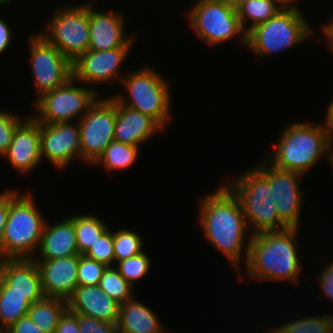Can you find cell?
I'll return each mask as SVG.
<instances>
[{
    "label": "cell",
    "mask_w": 333,
    "mask_h": 333,
    "mask_svg": "<svg viewBox=\"0 0 333 333\" xmlns=\"http://www.w3.org/2000/svg\"><path fill=\"white\" fill-rule=\"evenodd\" d=\"M198 199V225L204 240L238 273L247 262L252 234L238 198L223 183ZM243 263V264H242Z\"/></svg>",
    "instance_id": "1"
},
{
    "label": "cell",
    "mask_w": 333,
    "mask_h": 333,
    "mask_svg": "<svg viewBox=\"0 0 333 333\" xmlns=\"http://www.w3.org/2000/svg\"><path fill=\"white\" fill-rule=\"evenodd\" d=\"M330 262L323 263L324 265L321 266L322 269L319 270L317 278L315 279L318 283V287L321 289L327 298V300L333 302V260H329Z\"/></svg>",
    "instance_id": "38"
},
{
    "label": "cell",
    "mask_w": 333,
    "mask_h": 333,
    "mask_svg": "<svg viewBox=\"0 0 333 333\" xmlns=\"http://www.w3.org/2000/svg\"><path fill=\"white\" fill-rule=\"evenodd\" d=\"M144 239L129 229L118 228L113 231V249L115 263L133 257L144 251Z\"/></svg>",
    "instance_id": "31"
},
{
    "label": "cell",
    "mask_w": 333,
    "mask_h": 333,
    "mask_svg": "<svg viewBox=\"0 0 333 333\" xmlns=\"http://www.w3.org/2000/svg\"><path fill=\"white\" fill-rule=\"evenodd\" d=\"M44 297L43 293L9 292V285L0 277V332L25 316L31 304Z\"/></svg>",
    "instance_id": "24"
},
{
    "label": "cell",
    "mask_w": 333,
    "mask_h": 333,
    "mask_svg": "<svg viewBox=\"0 0 333 333\" xmlns=\"http://www.w3.org/2000/svg\"><path fill=\"white\" fill-rule=\"evenodd\" d=\"M132 49L134 48H115L103 51L89 49L73 62V76L97 92L98 85L106 87L115 82L119 85L127 72L123 73L122 66Z\"/></svg>",
    "instance_id": "14"
},
{
    "label": "cell",
    "mask_w": 333,
    "mask_h": 333,
    "mask_svg": "<svg viewBox=\"0 0 333 333\" xmlns=\"http://www.w3.org/2000/svg\"><path fill=\"white\" fill-rule=\"evenodd\" d=\"M316 121L285 124L276 143L262 157L275 168L307 175L320 160H328L329 138L321 120Z\"/></svg>",
    "instance_id": "3"
},
{
    "label": "cell",
    "mask_w": 333,
    "mask_h": 333,
    "mask_svg": "<svg viewBox=\"0 0 333 333\" xmlns=\"http://www.w3.org/2000/svg\"><path fill=\"white\" fill-rule=\"evenodd\" d=\"M20 175H30L43 163L39 123L30 115L15 129L7 152L2 156Z\"/></svg>",
    "instance_id": "17"
},
{
    "label": "cell",
    "mask_w": 333,
    "mask_h": 333,
    "mask_svg": "<svg viewBox=\"0 0 333 333\" xmlns=\"http://www.w3.org/2000/svg\"><path fill=\"white\" fill-rule=\"evenodd\" d=\"M48 18L36 32L68 60L73 63L89 50V0L57 6Z\"/></svg>",
    "instance_id": "8"
},
{
    "label": "cell",
    "mask_w": 333,
    "mask_h": 333,
    "mask_svg": "<svg viewBox=\"0 0 333 333\" xmlns=\"http://www.w3.org/2000/svg\"><path fill=\"white\" fill-rule=\"evenodd\" d=\"M108 228L92 245L84 256L103 263L106 266L115 265L113 249V231Z\"/></svg>",
    "instance_id": "34"
},
{
    "label": "cell",
    "mask_w": 333,
    "mask_h": 333,
    "mask_svg": "<svg viewBox=\"0 0 333 333\" xmlns=\"http://www.w3.org/2000/svg\"><path fill=\"white\" fill-rule=\"evenodd\" d=\"M80 333H119L118 326L97 320L92 317L78 315Z\"/></svg>",
    "instance_id": "36"
},
{
    "label": "cell",
    "mask_w": 333,
    "mask_h": 333,
    "mask_svg": "<svg viewBox=\"0 0 333 333\" xmlns=\"http://www.w3.org/2000/svg\"><path fill=\"white\" fill-rule=\"evenodd\" d=\"M32 191L11 202L1 242V259H33L39 249L47 218Z\"/></svg>",
    "instance_id": "5"
},
{
    "label": "cell",
    "mask_w": 333,
    "mask_h": 333,
    "mask_svg": "<svg viewBox=\"0 0 333 333\" xmlns=\"http://www.w3.org/2000/svg\"><path fill=\"white\" fill-rule=\"evenodd\" d=\"M42 162L48 160L61 172L74 161L81 163V143L78 122L39 123Z\"/></svg>",
    "instance_id": "15"
},
{
    "label": "cell",
    "mask_w": 333,
    "mask_h": 333,
    "mask_svg": "<svg viewBox=\"0 0 333 333\" xmlns=\"http://www.w3.org/2000/svg\"><path fill=\"white\" fill-rule=\"evenodd\" d=\"M141 148L113 140L104 150L103 154L92 167L103 169L107 172H119L131 168L137 160Z\"/></svg>",
    "instance_id": "27"
},
{
    "label": "cell",
    "mask_w": 333,
    "mask_h": 333,
    "mask_svg": "<svg viewBox=\"0 0 333 333\" xmlns=\"http://www.w3.org/2000/svg\"><path fill=\"white\" fill-rule=\"evenodd\" d=\"M296 315L295 319L288 317L285 321L278 320L279 325L277 323L276 327H269L266 331L270 333H333V311L323 314L310 313L308 316L307 314Z\"/></svg>",
    "instance_id": "25"
},
{
    "label": "cell",
    "mask_w": 333,
    "mask_h": 333,
    "mask_svg": "<svg viewBox=\"0 0 333 333\" xmlns=\"http://www.w3.org/2000/svg\"><path fill=\"white\" fill-rule=\"evenodd\" d=\"M282 10L303 11L298 5L300 0H273Z\"/></svg>",
    "instance_id": "44"
},
{
    "label": "cell",
    "mask_w": 333,
    "mask_h": 333,
    "mask_svg": "<svg viewBox=\"0 0 333 333\" xmlns=\"http://www.w3.org/2000/svg\"><path fill=\"white\" fill-rule=\"evenodd\" d=\"M97 0H89V49L133 48L137 33L128 34L127 16L119 10L96 9Z\"/></svg>",
    "instance_id": "16"
},
{
    "label": "cell",
    "mask_w": 333,
    "mask_h": 333,
    "mask_svg": "<svg viewBox=\"0 0 333 333\" xmlns=\"http://www.w3.org/2000/svg\"><path fill=\"white\" fill-rule=\"evenodd\" d=\"M162 323L159 315L135 295L120 304L117 322L119 333H174Z\"/></svg>",
    "instance_id": "22"
},
{
    "label": "cell",
    "mask_w": 333,
    "mask_h": 333,
    "mask_svg": "<svg viewBox=\"0 0 333 333\" xmlns=\"http://www.w3.org/2000/svg\"><path fill=\"white\" fill-rule=\"evenodd\" d=\"M227 5L232 6L233 8L237 9L240 5H242L247 0H221Z\"/></svg>",
    "instance_id": "46"
},
{
    "label": "cell",
    "mask_w": 333,
    "mask_h": 333,
    "mask_svg": "<svg viewBox=\"0 0 333 333\" xmlns=\"http://www.w3.org/2000/svg\"><path fill=\"white\" fill-rule=\"evenodd\" d=\"M54 333H80L78 315L67 309L60 318Z\"/></svg>",
    "instance_id": "39"
},
{
    "label": "cell",
    "mask_w": 333,
    "mask_h": 333,
    "mask_svg": "<svg viewBox=\"0 0 333 333\" xmlns=\"http://www.w3.org/2000/svg\"><path fill=\"white\" fill-rule=\"evenodd\" d=\"M80 255L52 260H35L45 297L68 300L78 287V266Z\"/></svg>",
    "instance_id": "18"
},
{
    "label": "cell",
    "mask_w": 333,
    "mask_h": 333,
    "mask_svg": "<svg viewBox=\"0 0 333 333\" xmlns=\"http://www.w3.org/2000/svg\"><path fill=\"white\" fill-rule=\"evenodd\" d=\"M0 277L9 285V292L43 293L34 259H0Z\"/></svg>",
    "instance_id": "23"
},
{
    "label": "cell",
    "mask_w": 333,
    "mask_h": 333,
    "mask_svg": "<svg viewBox=\"0 0 333 333\" xmlns=\"http://www.w3.org/2000/svg\"><path fill=\"white\" fill-rule=\"evenodd\" d=\"M327 162L333 169V137L329 139V151H328V161Z\"/></svg>",
    "instance_id": "45"
},
{
    "label": "cell",
    "mask_w": 333,
    "mask_h": 333,
    "mask_svg": "<svg viewBox=\"0 0 333 333\" xmlns=\"http://www.w3.org/2000/svg\"><path fill=\"white\" fill-rule=\"evenodd\" d=\"M330 17L331 20L326 21L325 23L323 22L319 25V30L323 34L326 48L328 47V51L331 50L333 54V15Z\"/></svg>",
    "instance_id": "42"
},
{
    "label": "cell",
    "mask_w": 333,
    "mask_h": 333,
    "mask_svg": "<svg viewBox=\"0 0 333 333\" xmlns=\"http://www.w3.org/2000/svg\"><path fill=\"white\" fill-rule=\"evenodd\" d=\"M5 17L0 18V56L9 50L11 43H13V29L10 27V23L4 20Z\"/></svg>",
    "instance_id": "41"
},
{
    "label": "cell",
    "mask_w": 333,
    "mask_h": 333,
    "mask_svg": "<svg viewBox=\"0 0 333 333\" xmlns=\"http://www.w3.org/2000/svg\"><path fill=\"white\" fill-rule=\"evenodd\" d=\"M28 116L0 108V158L7 152L15 129Z\"/></svg>",
    "instance_id": "33"
},
{
    "label": "cell",
    "mask_w": 333,
    "mask_h": 333,
    "mask_svg": "<svg viewBox=\"0 0 333 333\" xmlns=\"http://www.w3.org/2000/svg\"><path fill=\"white\" fill-rule=\"evenodd\" d=\"M299 232V228H286L252 235L247 262L236 274L239 281L285 282L297 287L304 271Z\"/></svg>",
    "instance_id": "2"
},
{
    "label": "cell",
    "mask_w": 333,
    "mask_h": 333,
    "mask_svg": "<svg viewBox=\"0 0 333 333\" xmlns=\"http://www.w3.org/2000/svg\"><path fill=\"white\" fill-rule=\"evenodd\" d=\"M63 217L53 220L54 222L46 220L34 260H52L79 255L74 221L69 215Z\"/></svg>",
    "instance_id": "20"
},
{
    "label": "cell",
    "mask_w": 333,
    "mask_h": 333,
    "mask_svg": "<svg viewBox=\"0 0 333 333\" xmlns=\"http://www.w3.org/2000/svg\"><path fill=\"white\" fill-rule=\"evenodd\" d=\"M234 177L223 178V183L238 198L252 235L288 228L277 215L268 178L256 166Z\"/></svg>",
    "instance_id": "6"
},
{
    "label": "cell",
    "mask_w": 333,
    "mask_h": 333,
    "mask_svg": "<svg viewBox=\"0 0 333 333\" xmlns=\"http://www.w3.org/2000/svg\"><path fill=\"white\" fill-rule=\"evenodd\" d=\"M14 188H4V191H0V259H1V242L4 233L5 224L7 222V217L10 208V202L21 192Z\"/></svg>",
    "instance_id": "37"
},
{
    "label": "cell",
    "mask_w": 333,
    "mask_h": 333,
    "mask_svg": "<svg viewBox=\"0 0 333 333\" xmlns=\"http://www.w3.org/2000/svg\"><path fill=\"white\" fill-rule=\"evenodd\" d=\"M99 287L119 304H123L136 295V288H133L120 275L114 266H107L104 270L102 278L100 279Z\"/></svg>",
    "instance_id": "30"
},
{
    "label": "cell",
    "mask_w": 333,
    "mask_h": 333,
    "mask_svg": "<svg viewBox=\"0 0 333 333\" xmlns=\"http://www.w3.org/2000/svg\"><path fill=\"white\" fill-rule=\"evenodd\" d=\"M68 309L77 314L116 325L120 304L109 297L99 285L78 286L67 300Z\"/></svg>",
    "instance_id": "21"
},
{
    "label": "cell",
    "mask_w": 333,
    "mask_h": 333,
    "mask_svg": "<svg viewBox=\"0 0 333 333\" xmlns=\"http://www.w3.org/2000/svg\"><path fill=\"white\" fill-rule=\"evenodd\" d=\"M29 65L34 83V100L65 84L73 77V63L36 31L28 35Z\"/></svg>",
    "instance_id": "11"
},
{
    "label": "cell",
    "mask_w": 333,
    "mask_h": 333,
    "mask_svg": "<svg viewBox=\"0 0 333 333\" xmlns=\"http://www.w3.org/2000/svg\"><path fill=\"white\" fill-rule=\"evenodd\" d=\"M15 0H0V6L3 7V5L5 6H9L8 4L14 2Z\"/></svg>",
    "instance_id": "47"
},
{
    "label": "cell",
    "mask_w": 333,
    "mask_h": 333,
    "mask_svg": "<svg viewBox=\"0 0 333 333\" xmlns=\"http://www.w3.org/2000/svg\"><path fill=\"white\" fill-rule=\"evenodd\" d=\"M325 117L323 118L322 124L324 126V129L328 135V138L333 137V97L328 102V105L326 106L325 111ZM325 119V120H324Z\"/></svg>",
    "instance_id": "43"
},
{
    "label": "cell",
    "mask_w": 333,
    "mask_h": 333,
    "mask_svg": "<svg viewBox=\"0 0 333 333\" xmlns=\"http://www.w3.org/2000/svg\"><path fill=\"white\" fill-rule=\"evenodd\" d=\"M163 131L164 129L150 116L116 100L114 140L141 147Z\"/></svg>",
    "instance_id": "19"
},
{
    "label": "cell",
    "mask_w": 333,
    "mask_h": 333,
    "mask_svg": "<svg viewBox=\"0 0 333 333\" xmlns=\"http://www.w3.org/2000/svg\"><path fill=\"white\" fill-rule=\"evenodd\" d=\"M4 333H44L29 319L27 315L18 319Z\"/></svg>",
    "instance_id": "40"
},
{
    "label": "cell",
    "mask_w": 333,
    "mask_h": 333,
    "mask_svg": "<svg viewBox=\"0 0 333 333\" xmlns=\"http://www.w3.org/2000/svg\"><path fill=\"white\" fill-rule=\"evenodd\" d=\"M185 16L190 32L192 30L198 40L209 47L235 39L246 48V33L240 25L237 9L223 1L196 0Z\"/></svg>",
    "instance_id": "9"
},
{
    "label": "cell",
    "mask_w": 333,
    "mask_h": 333,
    "mask_svg": "<svg viewBox=\"0 0 333 333\" xmlns=\"http://www.w3.org/2000/svg\"><path fill=\"white\" fill-rule=\"evenodd\" d=\"M280 10L273 0H247L237 8L240 25L246 34L274 17Z\"/></svg>",
    "instance_id": "29"
},
{
    "label": "cell",
    "mask_w": 333,
    "mask_h": 333,
    "mask_svg": "<svg viewBox=\"0 0 333 333\" xmlns=\"http://www.w3.org/2000/svg\"><path fill=\"white\" fill-rule=\"evenodd\" d=\"M116 99L110 95L98 97L78 120L81 143V163L91 167L114 140Z\"/></svg>",
    "instance_id": "12"
},
{
    "label": "cell",
    "mask_w": 333,
    "mask_h": 333,
    "mask_svg": "<svg viewBox=\"0 0 333 333\" xmlns=\"http://www.w3.org/2000/svg\"><path fill=\"white\" fill-rule=\"evenodd\" d=\"M152 260L148 251L144 250L141 253L125 260L117 261L114 267L120 275L135 288L138 280L145 278L152 269Z\"/></svg>",
    "instance_id": "32"
},
{
    "label": "cell",
    "mask_w": 333,
    "mask_h": 333,
    "mask_svg": "<svg viewBox=\"0 0 333 333\" xmlns=\"http://www.w3.org/2000/svg\"><path fill=\"white\" fill-rule=\"evenodd\" d=\"M99 93L73 76L65 84L37 98L32 104L35 112L31 116L42 124L76 122L101 96Z\"/></svg>",
    "instance_id": "10"
},
{
    "label": "cell",
    "mask_w": 333,
    "mask_h": 333,
    "mask_svg": "<svg viewBox=\"0 0 333 333\" xmlns=\"http://www.w3.org/2000/svg\"><path fill=\"white\" fill-rule=\"evenodd\" d=\"M304 14L302 11L281 9L274 17L246 34V49L262 59L310 41L317 30Z\"/></svg>",
    "instance_id": "7"
},
{
    "label": "cell",
    "mask_w": 333,
    "mask_h": 333,
    "mask_svg": "<svg viewBox=\"0 0 333 333\" xmlns=\"http://www.w3.org/2000/svg\"><path fill=\"white\" fill-rule=\"evenodd\" d=\"M69 216L74 221L79 255H84L109 228V224L105 223L101 216L98 217V215L96 216L94 213L83 214L75 211L73 214H69Z\"/></svg>",
    "instance_id": "28"
},
{
    "label": "cell",
    "mask_w": 333,
    "mask_h": 333,
    "mask_svg": "<svg viewBox=\"0 0 333 333\" xmlns=\"http://www.w3.org/2000/svg\"><path fill=\"white\" fill-rule=\"evenodd\" d=\"M165 78L153 65L141 64L135 71L127 70L120 82L125 90L115 91L112 96L120 104L150 116L166 130L173 113V90Z\"/></svg>",
    "instance_id": "4"
},
{
    "label": "cell",
    "mask_w": 333,
    "mask_h": 333,
    "mask_svg": "<svg viewBox=\"0 0 333 333\" xmlns=\"http://www.w3.org/2000/svg\"><path fill=\"white\" fill-rule=\"evenodd\" d=\"M269 180L273 189V202L279 219L288 228H300L302 209L305 202L301 179L304 175L280 170L269 164L264 158L255 165Z\"/></svg>",
    "instance_id": "13"
},
{
    "label": "cell",
    "mask_w": 333,
    "mask_h": 333,
    "mask_svg": "<svg viewBox=\"0 0 333 333\" xmlns=\"http://www.w3.org/2000/svg\"><path fill=\"white\" fill-rule=\"evenodd\" d=\"M106 268L105 264L80 255L77 273L78 286L99 285Z\"/></svg>",
    "instance_id": "35"
},
{
    "label": "cell",
    "mask_w": 333,
    "mask_h": 333,
    "mask_svg": "<svg viewBox=\"0 0 333 333\" xmlns=\"http://www.w3.org/2000/svg\"><path fill=\"white\" fill-rule=\"evenodd\" d=\"M67 309L66 300L44 297L40 301L33 302L26 315L42 332L54 333Z\"/></svg>",
    "instance_id": "26"
}]
</instances>
